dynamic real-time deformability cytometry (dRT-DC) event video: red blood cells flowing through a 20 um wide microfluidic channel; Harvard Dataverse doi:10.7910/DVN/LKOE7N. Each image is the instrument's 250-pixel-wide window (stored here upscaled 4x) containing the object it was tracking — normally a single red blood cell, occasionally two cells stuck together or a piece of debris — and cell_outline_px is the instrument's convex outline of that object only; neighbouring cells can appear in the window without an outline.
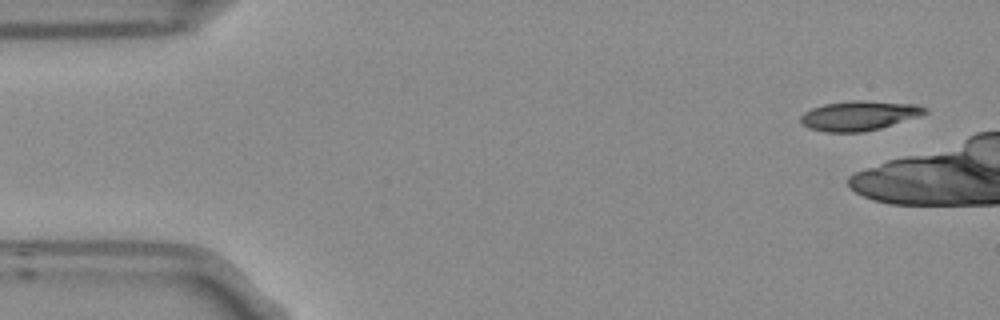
{"species": "Egyptian fruit bat (a non-hibernating species)", "species_latin": "Rousettus aegyptiacus", "temperature_condition": "room temperature", "stored_images_in_passage": 3, "camera_frame_rate_fps": 3000, "um_per_image_px": 0.085, "frame": {"image": 1, "passage_image": 1, "time_ms": 0.0, "image_size_px": [1000, 320], "cell_outline_px": [[928, 112], [920, 116], [880, 128], [864, 132], [824, 132], [808, 128], [800, 120], [800, 116], [804, 112], [812, 108], [824, 104], [852, 100], [864, 100], [920, 104], [928, 108]], "centroid_in_image_um": [73.06, 9.82], "position_along_channel_um": 11.9, "area_um2": 21.68}}